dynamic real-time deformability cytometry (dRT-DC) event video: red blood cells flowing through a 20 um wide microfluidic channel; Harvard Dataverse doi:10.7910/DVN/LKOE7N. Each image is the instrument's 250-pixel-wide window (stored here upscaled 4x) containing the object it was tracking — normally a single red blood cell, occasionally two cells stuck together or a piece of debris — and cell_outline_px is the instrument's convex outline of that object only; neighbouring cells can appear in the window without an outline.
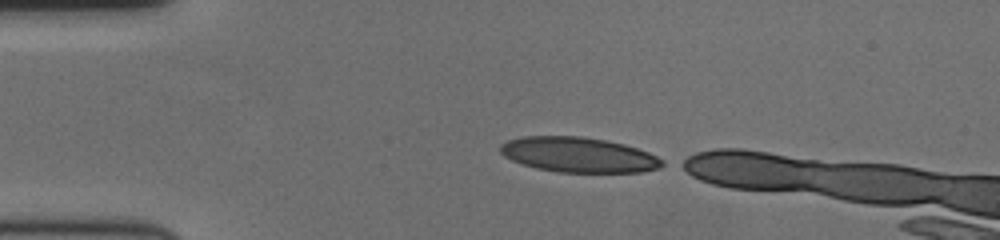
{"species": "human", "species_latin": "Homo sapiens", "temperature_condition": "cold", "stored_images_in_passage": 11, "camera_frame_rate_fps": 3000, "um_per_image_px": 0.085, "donor": {"sex": "female"}, "frame": {"image": 1, "passage_image": 1, "time_ms": 0.0, "image_size_px": [1000, 240], "cell_outline_px": [[668, 164], [660, 168], [640, 172], [556, 172], [536, 168], [512, 160], [504, 156], [500, 152], [500, 144], [508, 140], [520, 136], [580, 136], [604, 140], [624, 144], [648, 152], [664, 160]], "centroid_in_image_um": [49.19, 13.16], "position_along_channel_um": 35.8, "area_um2": 33.18}}
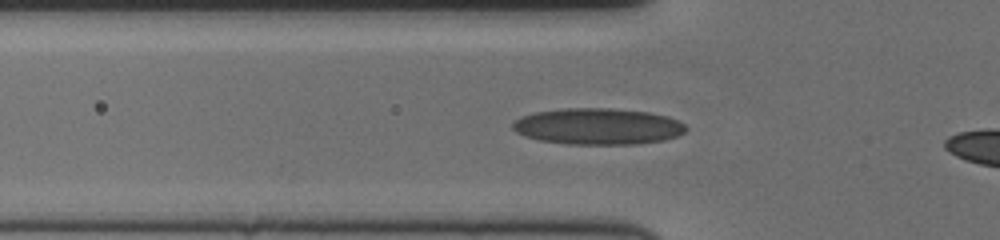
{"frame": {"image": 2, "passage_image": 8, "time_ms": 2.333, "image_size_px": [1000, 240], "cell_outline_px": [[688, 128], [684, 132], [676, 136], [664, 140], [636, 144], [568, 144], [540, 140], [524, 136], [516, 132], [512, 128], [512, 124], [520, 116], [536, 112], [564, 108], [612, 108], [648, 112], [668, 116], [684, 124]], "centroid_in_image_um": [50.81, 10.74], "position_along_channel_um": 75.0, "area_um2": 36.7}}